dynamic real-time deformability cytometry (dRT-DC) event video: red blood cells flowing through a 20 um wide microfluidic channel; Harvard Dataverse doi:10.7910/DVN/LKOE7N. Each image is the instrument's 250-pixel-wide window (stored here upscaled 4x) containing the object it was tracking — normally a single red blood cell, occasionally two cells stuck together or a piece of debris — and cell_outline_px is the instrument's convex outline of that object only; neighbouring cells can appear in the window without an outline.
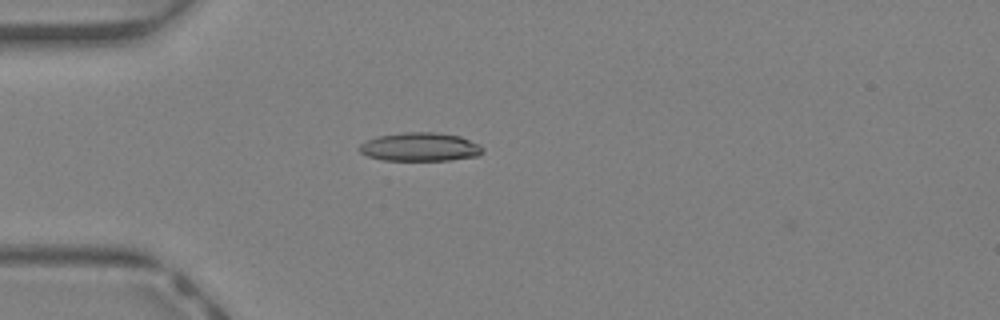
{"species": "Egyptian fruit bat (a non-hibernating species)", "species_latin": "Rousettus aegyptiacus", "temperature_condition": "warm", "stored_images_in_passage": 34, "camera_frame_rate_fps": 3000, "um_per_image_px": 0.085, "animal": {"sex": "female"}, "frame": {"image": 1, "passage_image": 3, "time_ms": 0.667, "image_size_px": [1000, 320], "cell_outline_px": [[484, 152], [476, 156], [452, 160], [384, 160], [368, 156], [360, 152], [356, 148], [360, 144], [376, 136], [404, 132], [436, 132], [460, 136], [484, 148]], "centroid_in_image_um": [35.67, 12.49], "position_along_channel_um": 49.3, "area_um2": 20.52}}
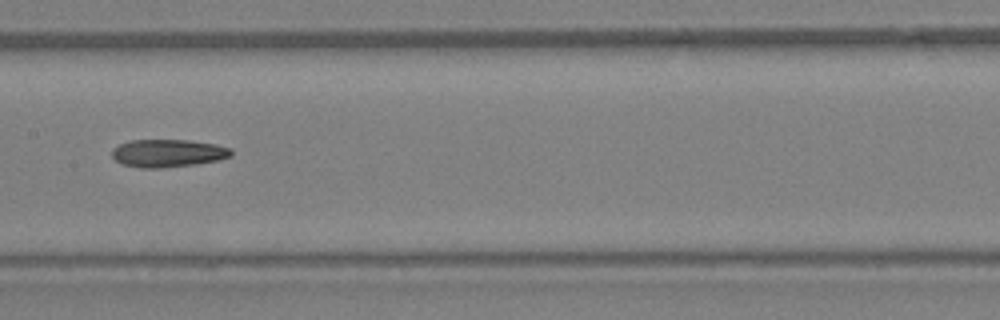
{"frame": {"image": 2, "passage_image": 13, "time_ms": 4.0, "image_size_px": [1000, 320], "cell_outline_px": [[232, 156], [220, 160], [196, 164], [164, 168], [140, 168], [124, 164], [116, 160], [112, 156], [112, 148], [120, 144], [132, 140], [188, 140], [216, 144], [232, 148]], "centroid_in_image_um": [14.31, 13.02], "position_along_channel_um": 193.1, "area_um2": 19.42}}
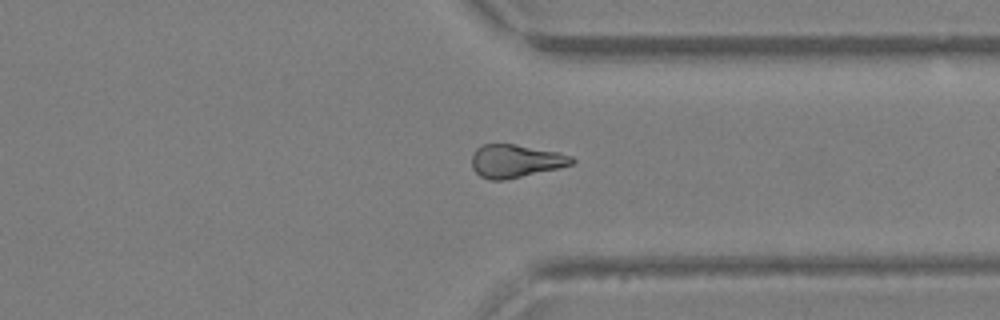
{"frame": {"image": 3, "passage_image": 24, "time_ms": 7.667, "image_size_px": [1000, 320], "cell_outline_px": [[576, 160], [572, 164], [556, 168], [504, 180], [488, 180], [480, 176], [472, 168], [472, 152], [480, 144], [516, 144], [556, 152], [572, 156]], "centroid_in_image_um": [43.76, 13.67], "position_along_channel_um": 367.6, "area_um2": 19.13}, "authors_computed_cell_mechanics": {"area_um2": 19.5075, "velocity_mm_per_s": 4.7641, "shape_relaxation_time_tau1_ms": 8.2615, "shape_relaxation_time_tau2_ms": null, "deformation_change_tau1": 0.2184, "deformation_change_tau2": null}}